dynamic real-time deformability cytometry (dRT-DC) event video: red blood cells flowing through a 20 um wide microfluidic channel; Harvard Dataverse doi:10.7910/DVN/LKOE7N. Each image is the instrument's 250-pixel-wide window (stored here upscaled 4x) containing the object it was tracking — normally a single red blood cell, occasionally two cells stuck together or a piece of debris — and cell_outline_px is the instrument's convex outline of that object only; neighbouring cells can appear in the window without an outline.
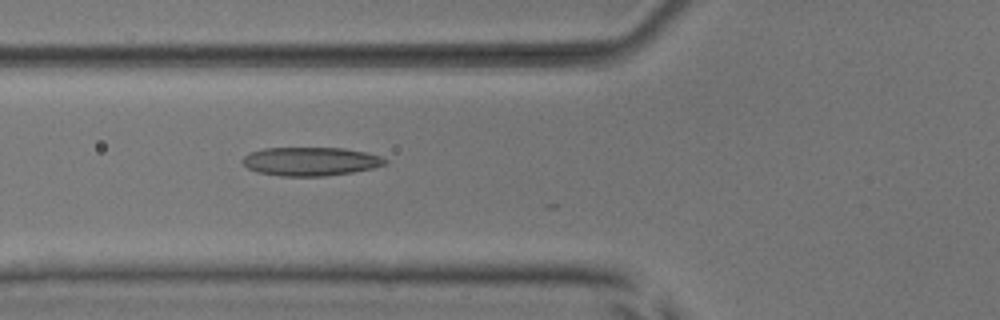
{"species": "common noctule bat (a hibernating species)", "species_latin": "Nyctalus noctula", "temperature_condition": "room temperature", "stored_images_in_passage": 12, "camera_frame_rate_fps": 3000, "um_per_image_px": 0.085, "animal": {"sex": "male", "body_mass_g": 17.9, "forearm_length_mm": 54.2}, "frame": {"image": 1, "passage_image": 10, "time_ms": 3.0, "image_size_px": [1000, 320], "cell_outline_px": [[388, 164], [372, 168], [352, 172], [324, 176], [280, 176], [256, 172], [248, 168], [240, 160], [248, 152], [264, 148], [344, 148], [364, 152], [380, 156], [388, 160]], "centroid_in_image_um": [26.37, 13.72], "position_along_channel_um": 99.4, "area_um2": 23.87}}